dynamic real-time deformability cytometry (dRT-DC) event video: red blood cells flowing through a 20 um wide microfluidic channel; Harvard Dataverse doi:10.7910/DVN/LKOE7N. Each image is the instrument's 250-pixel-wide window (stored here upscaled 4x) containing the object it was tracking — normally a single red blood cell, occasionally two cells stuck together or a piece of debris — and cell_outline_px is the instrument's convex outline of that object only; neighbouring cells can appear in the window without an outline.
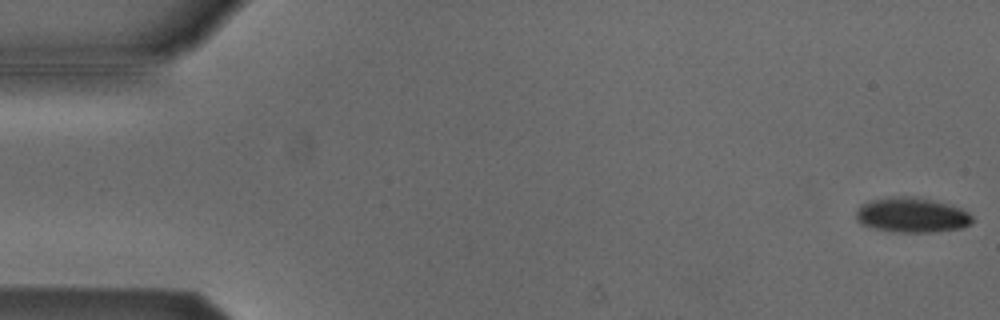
{"species": "Egyptian fruit bat (a non-hibernating species)", "species_latin": "Rousettus aegyptiacus", "temperature_condition": "cold", "stored_images_in_passage": 39, "camera_frame_rate_fps": 3000, "um_per_image_px": 0.085, "animal": {"sex": "male"}, "frame": {"image": 1, "passage_image": 1, "time_ms": 0.0, "image_size_px": [1000, 320], "cell_outline_px": [[976, 220], [972, 224], [964, 228], [932, 232], [896, 232], [876, 228], [860, 224], [856, 220], [856, 212], [860, 204], [872, 200], [888, 196], [912, 196], [952, 204], [968, 212]], "centroid_in_image_um": [77.54, 18.27], "position_along_channel_um": 7.5, "area_um2": 24.04}}
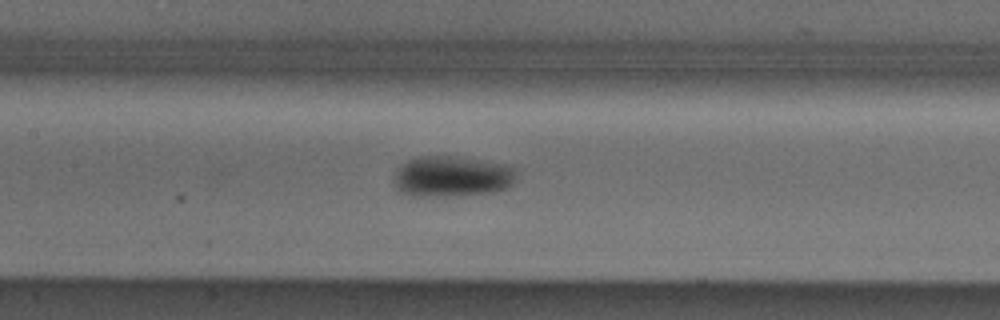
{"frame": {"image": 2, "passage_image": 25, "time_ms": 8.0, "image_size_px": [1000, 320], "cell_outline_px": [[516, 180], [508, 188], [496, 192], [456, 196], [412, 196], [400, 192], [396, 188], [396, 172], [408, 160], [416, 156], [452, 156], [512, 164], [516, 168]], "centroid_in_image_um": [38.51, 15.0], "position_along_channel_um": 168.9, "area_um2": 29.54}}
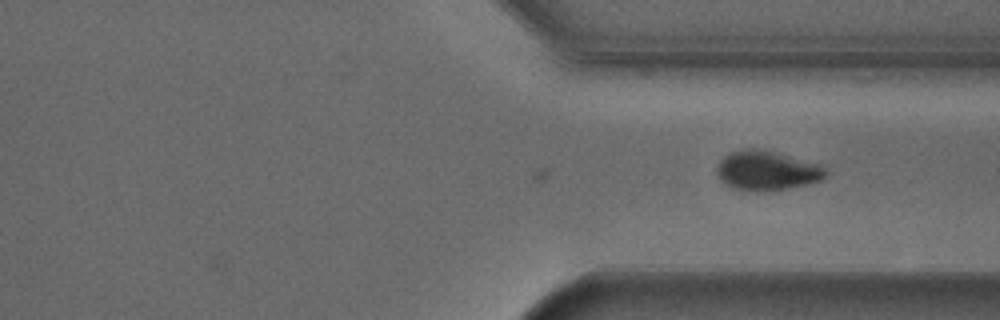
{"frame": {"image": 3, "passage_image": 39, "time_ms": 12.667, "image_size_px": [1000, 320], "cell_outline_px": [[828, 176], [820, 180], [808, 184], [788, 188], [756, 192], [732, 188], [720, 180], [716, 172], [716, 168], [720, 160], [728, 152], [740, 148], [760, 148], [820, 164], [828, 172]], "centroid_in_image_um": [65.15, 14.49], "position_along_channel_um": 346.2, "area_um2": 25.37}}